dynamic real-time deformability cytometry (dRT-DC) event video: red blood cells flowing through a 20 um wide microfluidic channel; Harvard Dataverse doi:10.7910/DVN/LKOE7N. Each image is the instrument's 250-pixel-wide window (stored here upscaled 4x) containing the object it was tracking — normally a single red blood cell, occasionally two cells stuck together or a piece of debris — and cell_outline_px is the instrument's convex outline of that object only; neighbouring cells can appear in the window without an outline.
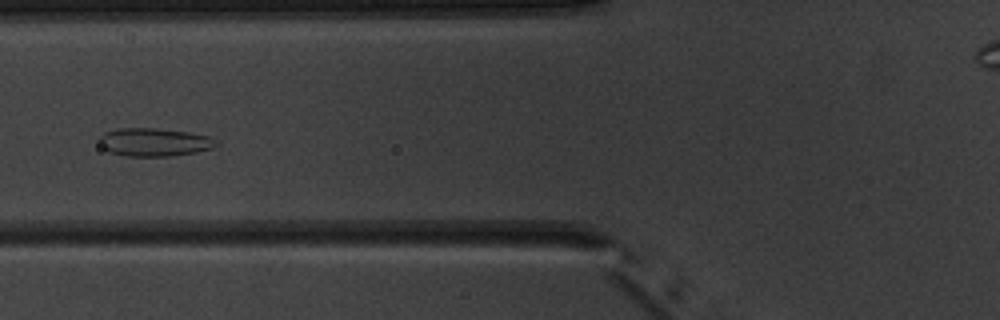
{"species": "common noctule bat (a hibernating species)", "species_latin": "Nyctalus noctula", "temperature_condition": "warm", "stored_images_in_passage": 6, "camera_frame_rate_fps": 3000, "um_per_image_px": 0.085, "animal": {"sex": "male", "body_mass_g": 20.1, "forearm_length_mm": 53.5}, "frame": {"image": 1, "passage_image": 6, "time_ms": 6.333, "image_size_px": [1000, 320], "cell_outline_px": [[220, 144], [212, 148], [196, 152], [172, 156], [124, 156], [108, 152], [100, 148], [100, 136], [104, 132], [116, 128], [156, 128], [188, 132], [212, 136]], "centroid_in_image_um": [13.1, 12.08], "position_along_channel_um": 112.7, "area_um2": 19.54}}